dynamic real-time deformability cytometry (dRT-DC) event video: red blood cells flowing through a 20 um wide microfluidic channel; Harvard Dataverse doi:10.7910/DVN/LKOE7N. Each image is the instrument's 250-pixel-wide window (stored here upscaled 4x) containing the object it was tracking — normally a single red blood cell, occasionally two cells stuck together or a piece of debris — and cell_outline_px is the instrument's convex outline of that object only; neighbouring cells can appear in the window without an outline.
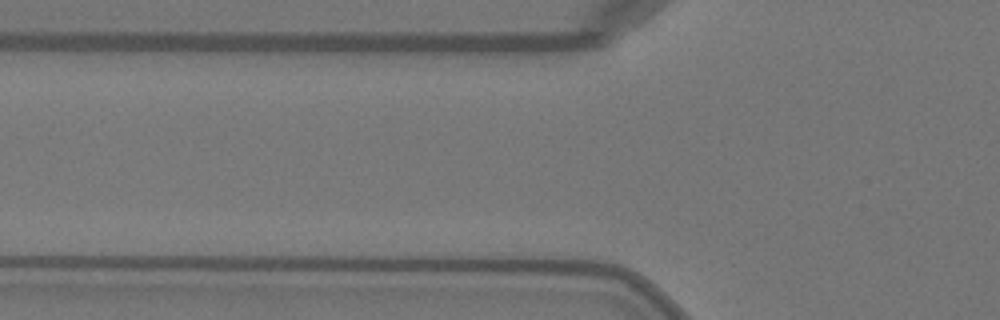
{"species": "Egyptian fruit bat (a non-hibernating species)", "species_latin": "Rousettus aegyptiacus", "temperature_condition": "warm", "stored_images_in_passage": 2, "camera_frame_rate_fps": 3000, "um_per_image_px": 0.085, "animal": {"sex": "female"}, "frame": {"image": 1, "passage_image": 2, "time_ms": 0.333, "image_size_px": [1000, 320], "cell_outline_px": [[592, 36], [584, 44], [528, 44], [460, 40], [440, 36], [584, 28], [592, 32]], "centroid_in_image_um": [45.24, 3.14], "position_along_channel_um": 80.6, "area_um2": 11.21}}